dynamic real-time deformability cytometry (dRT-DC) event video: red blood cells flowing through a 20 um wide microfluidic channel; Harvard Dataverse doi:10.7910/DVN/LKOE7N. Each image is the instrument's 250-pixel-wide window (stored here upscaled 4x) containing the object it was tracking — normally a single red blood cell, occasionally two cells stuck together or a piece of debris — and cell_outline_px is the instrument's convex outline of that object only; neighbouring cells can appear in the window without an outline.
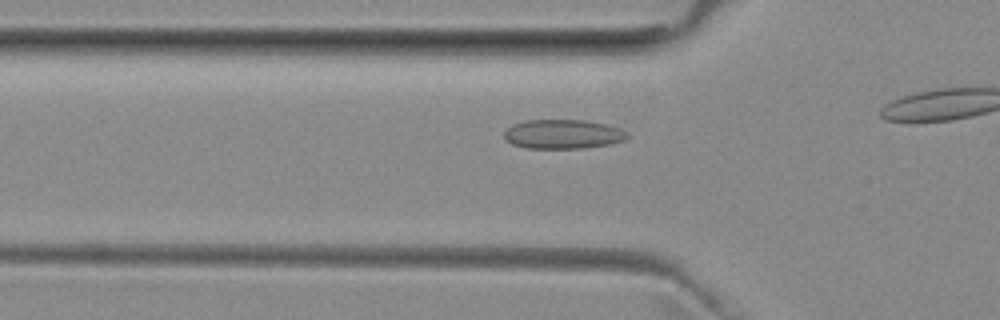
{"species": "common noctule bat (a hibernating species)", "species_latin": "Nyctalus noctula", "temperature_condition": "room temperature", "stored_images_in_passage": 9, "camera_frame_rate_fps": 3000, "um_per_image_px": 0.085, "animal": {"sex": "female", "body_mass_g": 29.2, "forearm_length_mm": 56.3}, "frame": {"image": 1, "passage_image": 4, "time_ms": 1.0, "image_size_px": [1000, 320], "cell_outline_px": [[632, 136], [628, 140], [612, 144], [584, 148], [528, 148], [512, 144], [504, 136], [504, 132], [512, 124], [524, 120], [584, 120], [604, 124], [620, 128], [628, 132]], "centroid_in_image_um": [47.92, 11.4], "position_along_channel_um": 77.9, "area_um2": 21.21}}
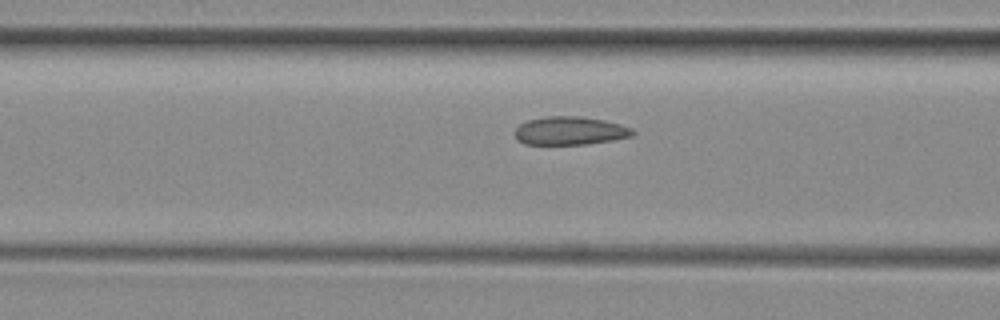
{"frame": {"image": 2, "passage_image": 7, "time_ms": 2.0, "image_size_px": [1000, 320], "cell_outline_px": [[636, 136], [588, 144], [524, 144], [516, 140], [512, 132], [520, 124], [528, 120], [544, 116], [580, 116], [604, 120], [620, 124], [632, 128], [636, 132]], "centroid_in_image_um": [48.44, 11.12], "position_along_channel_um": 118.2, "area_um2": 19.77}}